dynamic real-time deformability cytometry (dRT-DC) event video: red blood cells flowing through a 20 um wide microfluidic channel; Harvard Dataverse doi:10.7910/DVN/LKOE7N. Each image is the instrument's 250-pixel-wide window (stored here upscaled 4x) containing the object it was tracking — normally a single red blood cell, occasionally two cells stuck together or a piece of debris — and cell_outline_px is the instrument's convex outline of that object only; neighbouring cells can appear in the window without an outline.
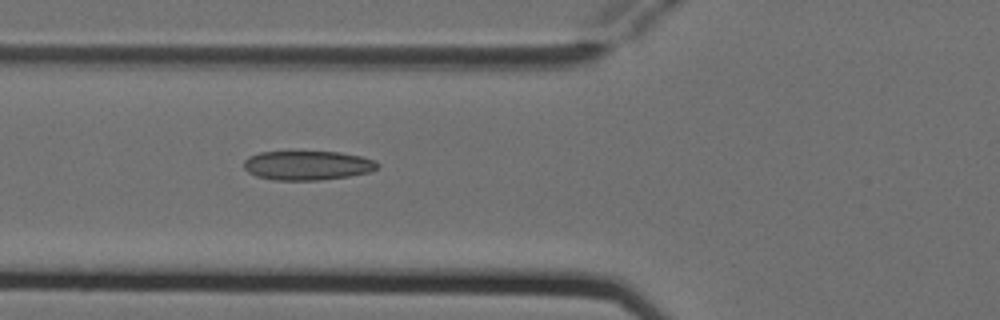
{"species": "Egyptian fruit bat (a non-hibernating species)", "species_latin": "Rousettus aegyptiacus", "temperature_condition": "cold", "stored_images_in_passage": 5, "camera_frame_rate_fps": 3000, "um_per_image_px": 0.085, "animal": {"sex": "female"}, "frame": {"image": 1, "passage_image": 5, "time_ms": 1.333, "image_size_px": [1000, 320], "cell_outline_px": [[380, 164], [376, 168], [368, 172], [348, 176], [320, 180], [276, 180], [256, 176], [248, 172], [244, 168], [244, 160], [248, 156], [260, 152], [340, 152], [360, 156], [376, 160]], "centroid_in_image_um": [26.12, 14.06], "position_along_channel_um": 99.7, "area_um2": 22.72}}